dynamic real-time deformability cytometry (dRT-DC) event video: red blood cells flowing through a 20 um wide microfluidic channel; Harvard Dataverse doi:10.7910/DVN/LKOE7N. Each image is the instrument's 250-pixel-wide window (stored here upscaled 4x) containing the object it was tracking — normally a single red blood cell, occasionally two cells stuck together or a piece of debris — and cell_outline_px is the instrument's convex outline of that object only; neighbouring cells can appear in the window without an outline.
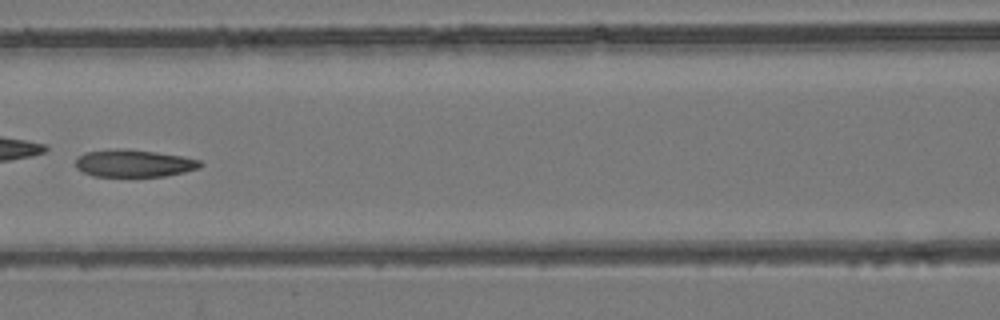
{"species": "common noctule bat (a hibernating species)", "species_latin": "Nyctalus noctula", "temperature_condition": "room temperature", "stored_images_in_passage": 7, "camera_frame_rate_fps": 3000, "um_per_image_px": 0.085, "animal": {"sex": "female", "body_mass_g": 24.6, "forearm_length_mm": 56.2}, "frame": {"image": 1, "passage_image": 6, "time_ms": 5.667, "image_size_px": [1000, 320], "cell_outline_px": [[204, 164], [200, 168], [184, 172], [164, 176], [92, 176], [76, 168], [76, 156], [84, 152], [116, 148], [128, 148], [156, 152], [180, 156], [200, 160]], "centroid_in_image_um": [11.36, 13.87], "position_along_channel_um": 155.2, "area_um2": 20.06}}
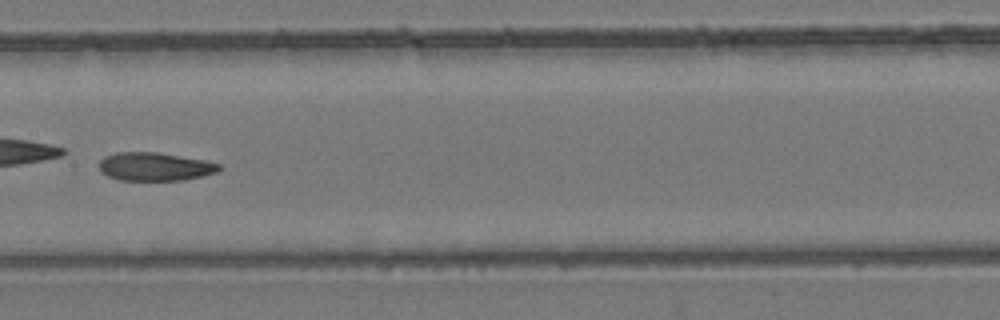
{"frame": {"image": 2, "passage_image": 7, "time_ms": 6.667, "image_size_px": [1000, 320], "cell_outline_px": [[220, 168], [216, 172], [184, 180], [120, 180], [108, 176], [100, 172], [100, 160], [104, 156], [116, 152], [156, 152], [204, 160], [220, 164]], "centroid_in_image_um": [13.12, 14.16], "position_along_channel_um": 194.3, "area_um2": 19.65}}